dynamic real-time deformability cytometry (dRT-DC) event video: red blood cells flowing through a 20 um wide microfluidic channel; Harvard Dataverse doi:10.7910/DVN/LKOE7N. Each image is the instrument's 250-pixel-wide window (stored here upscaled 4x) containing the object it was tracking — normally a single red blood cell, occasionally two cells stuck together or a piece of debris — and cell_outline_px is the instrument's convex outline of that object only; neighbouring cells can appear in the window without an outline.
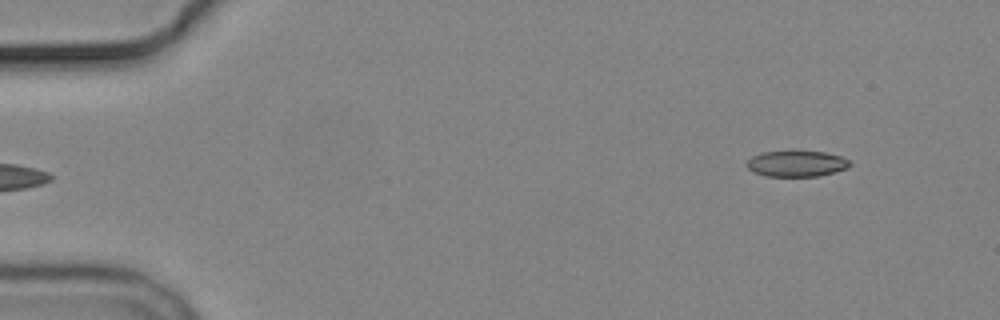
{"species": "common noctule bat (a hibernating species)", "species_latin": "Nyctalus noctula", "temperature_condition": "cold", "stored_images_in_passage": 2, "camera_frame_rate_fps": 3000, "um_per_image_px": 0.085, "animal": {"sex": "male", "body_mass_g": 19.2, "forearm_length_mm": 51.8}, "frame": {"image": 1, "passage_image": 2, "time_ms": 2.0, "image_size_px": [1000, 320], "cell_outline_px": [[852, 164], [848, 168], [836, 172], [820, 176], [764, 176], [752, 172], [744, 164], [752, 156], [764, 152], [824, 152], [840, 156], [848, 160]], "centroid_in_image_um": [67.7, 13.93], "position_along_channel_um": 17.3, "area_um2": 15.55}}